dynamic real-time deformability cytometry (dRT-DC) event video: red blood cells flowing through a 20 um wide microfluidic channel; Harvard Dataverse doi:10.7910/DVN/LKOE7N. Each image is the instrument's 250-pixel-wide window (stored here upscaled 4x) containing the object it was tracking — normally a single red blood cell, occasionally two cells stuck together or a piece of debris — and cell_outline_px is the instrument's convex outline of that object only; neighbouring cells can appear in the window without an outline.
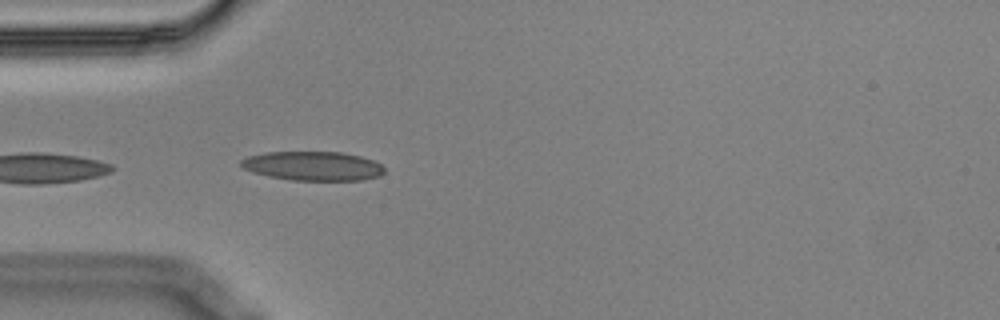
{"species": "Egyptian fruit bat (a non-hibernating species)", "species_latin": "Rousettus aegyptiacus", "temperature_condition": "cold", "stored_images_in_passage": 40, "camera_frame_rate_fps": 3000, "um_per_image_px": 0.085, "animal": {"sex": "male"}, "frame": {"image": 1, "passage_image": 1, "time_ms": 0.0, "image_size_px": [1000, 320], "cell_outline_px": [[384, 172], [380, 176], [364, 180], [292, 180], [268, 176], [252, 172], [244, 168], [240, 164], [240, 160], [248, 156], [264, 152], [340, 152], [360, 156], [372, 160], [380, 164], [384, 168]], "centroid_in_image_um": [26.59, 14.11], "position_along_channel_um": 58.4, "area_um2": 24.33}}
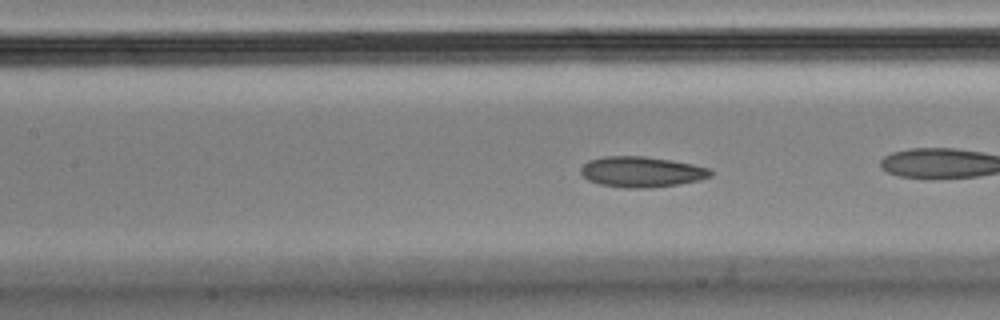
{"frame": {"image": 2, "passage_image": 7, "time_ms": 2.0, "image_size_px": [1000, 320], "cell_outline_px": [[712, 176], [700, 180], [680, 184], [652, 188], [624, 188], [600, 184], [588, 180], [580, 172], [580, 168], [588, 160], [604, 156], [644, 156], [672, 160], [692, 164], [708, 168], [712, 172]], "centroid_in_image_um": [54.53, 14.61], "position_along_channel_um": 152.9, "area_um2": 23.29}, "authors_computed_cell_mechanics": {"area_um2": 24.3627, "velocity_mm_per_s": 3.5087, "shape_relaxation_time_tau1_ms": 10.9105, "shape_relaxation_time_tau2_ms": 2.1431, "deformation_change_tau1": 0.1918, "deformation_change_tau2": 0.0631}}